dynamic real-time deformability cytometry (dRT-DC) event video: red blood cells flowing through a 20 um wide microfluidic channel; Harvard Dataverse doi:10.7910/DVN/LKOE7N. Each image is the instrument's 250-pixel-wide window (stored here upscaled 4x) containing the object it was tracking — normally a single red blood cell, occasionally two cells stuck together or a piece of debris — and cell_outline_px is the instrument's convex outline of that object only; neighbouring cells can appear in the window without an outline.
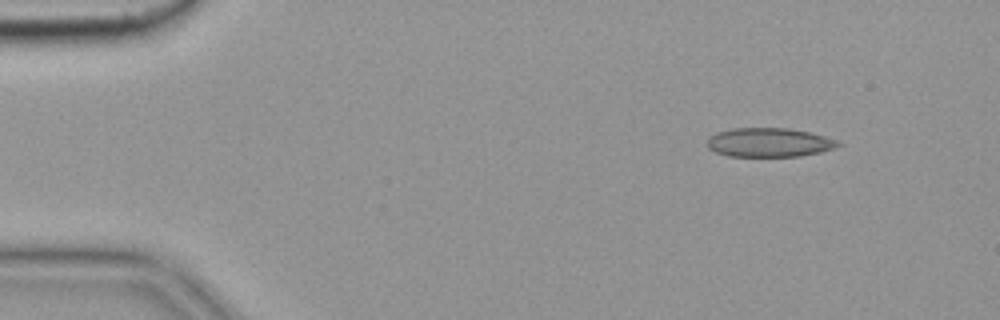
{"species": "common noctule bat (a hibernating species)", "species_latin": "Nyctalus noctula", "temperature_condition": "cold", "stored_images_in_passage": 50, "camera_frame_rate_fps": 3000, "um_per_image_px": 0.085, "animal": {"sex": "female", "body_mass_g": 19.9}, "frame": {"image": 1, "passage_image": 2, "time_ms": 0.333, "image_size_px": [1000, 320], "cell_outline_px": [[844, 144], [820, 152], [800, 156], [728, 156], [716, 152], [708, 148], [708, 136], [716, 132], [732, 128], [788, 128], [808, 132], [824, 136], [836, 140]], "centroid_in_image_um": [65.35, 12.1], "position_along_channel_um": 19.7, "area_um2": 22.08}}
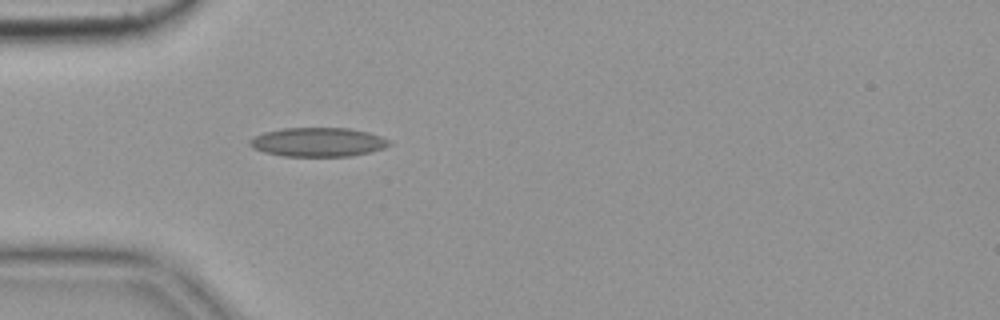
{"frame": {"image": 2, "passage_image": 12, "time_ms": 3.667, "image_size_px": [1000, 320], "cell_outline_px": [[392, 144], [384, 148], [368, 152], [348, 156], [284, 156], [264, 152], [252, 148], [248, 144], [248, 140], [252, 136], [264, 132], [284, 128], [348, 128], [368, 132], [392, 140]], "centroid_in_image_um": [27.0, 12.07], "position_along_channel_um": 58.0, "area_um2": 23.7}}
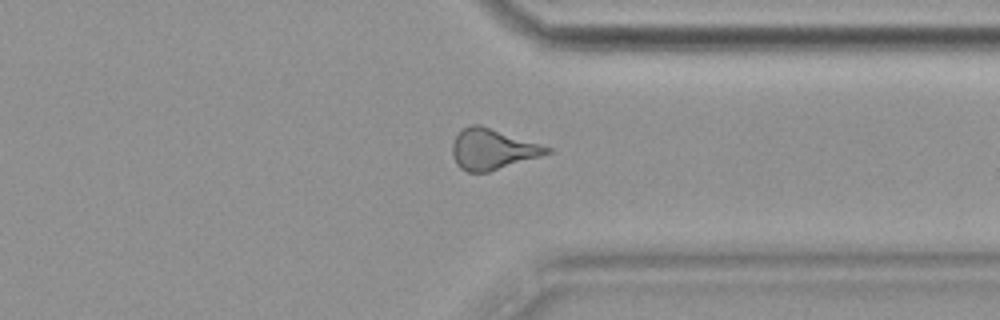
{"frame": {"image": 3, "passage_image": 38, "time_ms": 12.333, "image_size_px": [1000, 320], "cell_outline_px": [[552, 152], [540, 156], [488, 172], [468, 172], [460, 168], [456, 164], [452, 156], [452, 144], [456, 136], [464, 128], [472, 124], [480, 124], [552, 148]], "centroid_in_image_um": [41.83, 12.68], "position_along_channel_um": 369.6, "area_um2": 22.2}, "authors_computed_cell_mechanics": {"area_um2": 22.1374, "velocity_mm_per_s": 3.6667, "shape_relaxation_time_tau1_ms": 6.3098, "shape_relaxation_time_tau2_ms": 2.1169, "deformation_change_tau1": 0.1336, "deformation_change_tau2": 0.1063}}